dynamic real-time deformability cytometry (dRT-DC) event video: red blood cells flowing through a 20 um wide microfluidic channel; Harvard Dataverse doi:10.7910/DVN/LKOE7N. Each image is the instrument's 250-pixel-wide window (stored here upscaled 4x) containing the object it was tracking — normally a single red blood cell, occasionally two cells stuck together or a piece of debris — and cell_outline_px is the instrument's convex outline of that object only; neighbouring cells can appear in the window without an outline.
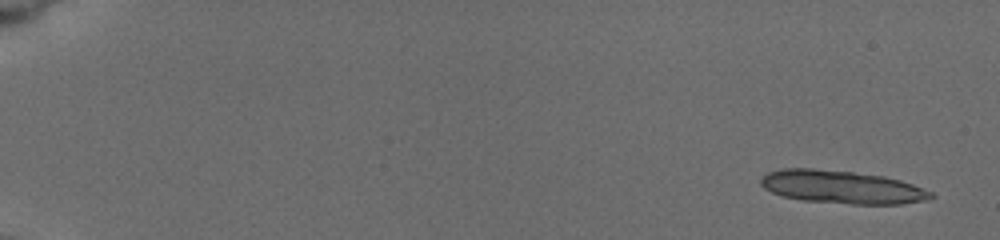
{"species": "common noctule bat (a hibernating species)", "species_latin": "Nyctalus noctula", "temperature_condition": "cold", "stored_images_in_passage": 8, "camera_frame_rate_fps": 3000, "um_per_image_px": 0.085, "animal": {"sex": "female", "body_mass_g": 19.5, "forearm_length_mm": 54.1}, "frame": {"image": 1, "passage_image": 1, "time_ms": 0.0, "image_size_px": [1000, 240], "cell_outline_px": [[936, 196], [928, 200], [900, 204], [852, 204], [800, 200], [784, 196], [772, 192], [764, 188], [760, 184], [760, 180], [768, 172], [784, 168], [812, 168], [852, 172], [884, 176], [900, 180], [912, 184], [932, 192]], "centroid_in_image_um": [71.57, 15.9], "position_along_channel_um": 13.4, "area_um2": 32.71}}
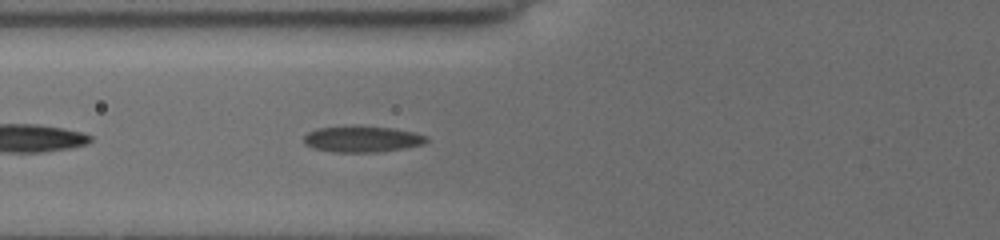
{"frame": {"image": 2, "passage_image": 8, "time_ms": 7.0, "image_size_px": [1000, 240], "cell_outline_px": [[428, 140], [424, 144], [380, 152], [332, 152], [312, 148], [304, 144], [304, 136], [308, 132], [316, 128], [352, 124], [360, 124], [392, 128], [416, 132], [428, 136]], "centroid_in_image_um": [30.76, 11.79], "position_along_channel_um": 95.0, "area_um2": 19.36}}